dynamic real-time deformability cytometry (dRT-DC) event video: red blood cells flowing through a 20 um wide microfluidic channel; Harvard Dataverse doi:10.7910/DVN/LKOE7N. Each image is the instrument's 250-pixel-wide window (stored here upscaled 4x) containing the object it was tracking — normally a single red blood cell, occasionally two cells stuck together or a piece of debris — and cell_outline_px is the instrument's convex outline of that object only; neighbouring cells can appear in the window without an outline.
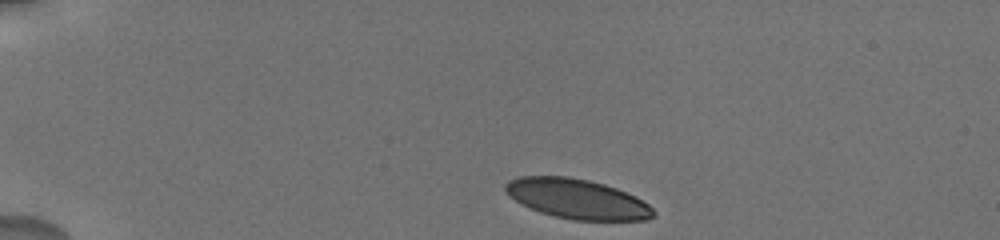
{"species": "human", "species_latin": "Homo sapiens", "temperature_condition": "cold", "stored_images_in_passage": 46, "camera_frame_rate_fps": 3000, "um_per_image_px": 0.085, "donor": {"sex": "male"}, "frame": {"image": 1, "passage_image": 1, "time_ms": 0.0, "image_size_px": [1000, 240], "cell_outline_px": [[656, 216], [648, 220], [576, 220], [556, 216], [540, 212], [508, 196], [504, 192], [504, 184], [508, 180], [520, 176], [568, 176], [588, 180], [604, 184], [616, 188], [636, 196], [648, 204], [656, 212]], "centroid_in_image_um": [49.07, 16.9], "position_along_channel_um": 35.9, "area_um2": 34.33}}
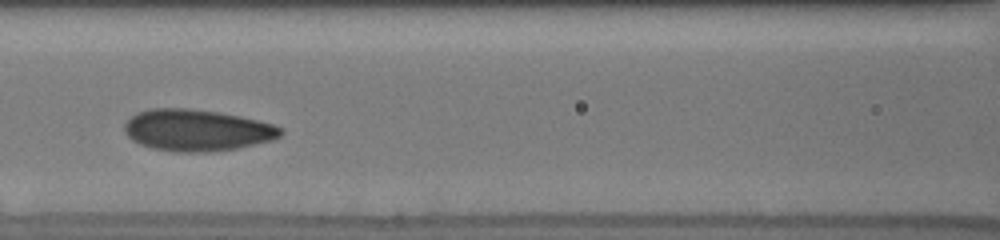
{"frame": {"image": 2, "passage_image": 10, "time_ms": 5.0, "image_size_px": [1000, 240], "cell_outline_px": [[284, 132], [280, 136], [272, 140], [236, 148], [208, 152], [172, 152], [152, 148], [140, 144], [132, 140], [128, 136], [124, 128], [124, 124], [136, 112], [152, 108], [188, 108], [220, 112], [240, 116], [272, 124], [280, 128]], "centroid_in_image_um": [16.71, 11.07], "position_along_channel_um": 149.9, "area_um2": 37.8}}
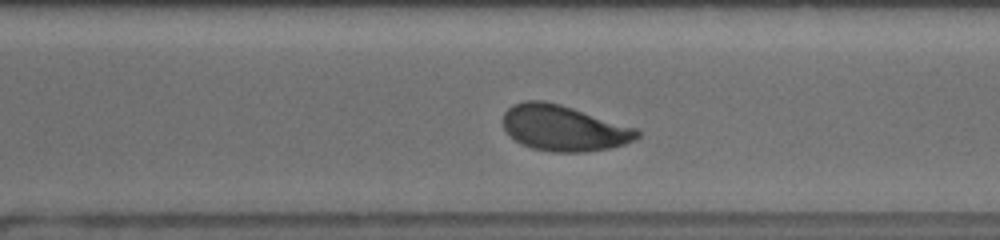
{"frame": {"image": 3, "passage_image": 28, "time_ms": 9.667, "image_size_px": [1000, 240], "cell_outline_px": [[640, 136], [624, 144], [608, 148], [584, 152], [552, 152], [532, 148], [520, 144], [504, 128], [504, 112], [512, 104], [524, 100], [544, 100], [560, 104], [636, 128], [640, 132]], "centroid_in_image_um": [47.89, 10.88], "position_along_channel_um": 322.7, "area_um2": 35.49}, "authors_computed_cell_mechanics": {"area_um2": 36.0672, "velocity_mm_per_s": 3.7138, "shape_relaxation_time_tau1_ms": 2.8866, "shape_relaxation_time_tau2_ms": 1.1795, "deformation_change_tau1": 0.1247, "deformation_change_tau2": 0.0601}}